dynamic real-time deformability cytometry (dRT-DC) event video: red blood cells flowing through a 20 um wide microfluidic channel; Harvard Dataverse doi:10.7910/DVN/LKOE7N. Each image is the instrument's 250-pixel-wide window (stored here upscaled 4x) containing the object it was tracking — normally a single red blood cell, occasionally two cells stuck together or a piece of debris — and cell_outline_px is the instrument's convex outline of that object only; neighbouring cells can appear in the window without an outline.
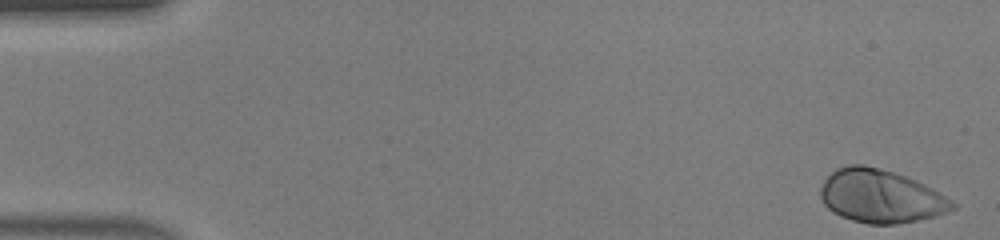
{"species": "human", "species_latin": "Homo sapiens", "temperature_condition": "warm", "stored_images_in_passage": 46, "camera_frame_rate_fps": 3000, "um_per_image_px": 0.085, "donor": {"sex": "male"}, "frame": {"image": 1, "passage_image": 1, "time_ms": 0.0, "image_size_px": [1000, 240], "cell_outline_px": [[956, 208], [936, 216], [896, 224], [868, 224], [852, 220], [840, 216], [832, 212], [824, 204], [820, 196], [820, 188], [824, 180], [836, 168], [848, 164], [864, 164], [880, 168], [916, 180], [924, 184], [944, 196], [956, 204]], "centroid_in_image_um": [74.81, 16.68], "position_along_channel_um": 10.2, "area_um2": 40.75}}
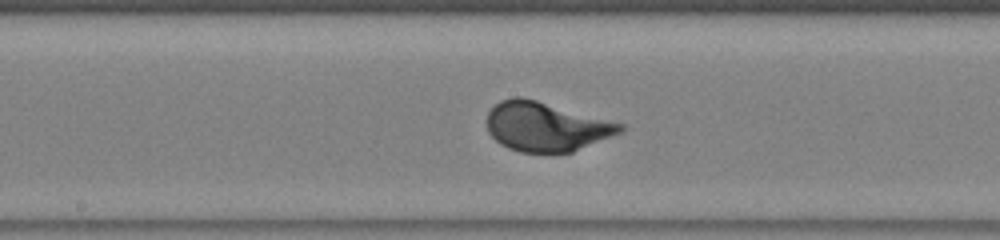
{"frame": {"image": 2, "passage_image": 24, "time_ms": 7.667, "image_size_px": [1000, 240], "cell_outline_px": [[624, 132], [572, 152], [520, 152], [508, 148], [500, 144], [488, 132], [488, 112], [500, 100], [512, 96], [520, 96], [536, 100], [624, 124]], "centroid_in_image_um": [46.42, 10.76], "position_along_channel_um": 201.8, "area_um2": 38.09}}
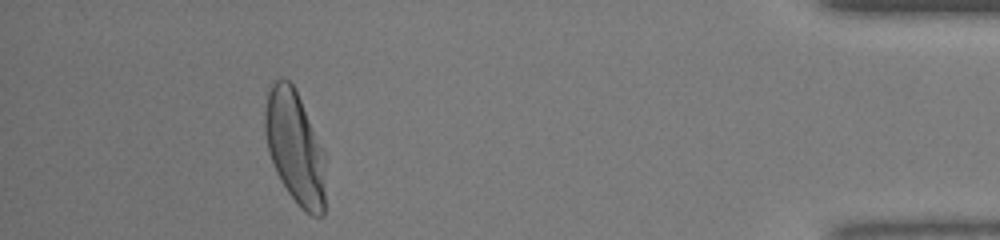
{"frame": {"image": 3, "passage_image": 42, "time_ms": 13.667, "image_size_px": [1000, 240], "cell_outline_px": [[324, 216], [312, 216], [304, 212], [296, 204], [280, 180], [276, 172], [268, 152], [264, 132], [264, 112], [268, 92], [272, 84], [280, 76], [288, 80], [292, 84], [324, 148]], "centroid_in_image_um": [25.06, 12.55], "position_along_channel_um": 410.1, "area_um2": 40.06}, "authors_computed_cell_mechanics": {"area_um2": 38.0902, "velocity_mm_per_s": 4.4053, "shape_relaxation_time_tau1_ms": 2.1834, "shape_relaxation_time_tau2_ms": null, "deformation_change_tau1": 0.17, "deformation_change_tau2": null}}